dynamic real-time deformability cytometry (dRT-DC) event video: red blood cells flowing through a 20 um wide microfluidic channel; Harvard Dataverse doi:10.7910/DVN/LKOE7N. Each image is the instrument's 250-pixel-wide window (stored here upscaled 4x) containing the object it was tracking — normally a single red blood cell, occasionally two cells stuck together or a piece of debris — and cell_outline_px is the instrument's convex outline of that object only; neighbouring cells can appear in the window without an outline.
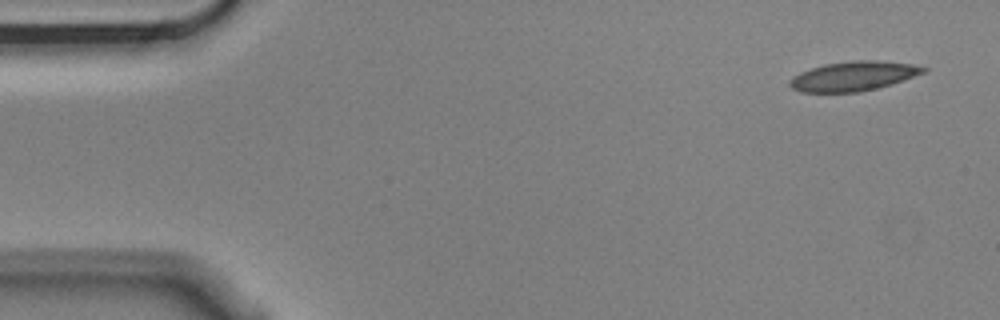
{"species": "Egyptian fruit bat (a non-hibernating species)", "species_latin": "Rousettus aegyptiacus", "temperature_condition": "cold", "stored_images_in_passage": 5, "camera_frame_rate_fps": 3000, "um_per_image_px": 0.085, "animal": {"sex": "male"}, "frame": {"image": 1, "passage_image": 1, "time_ms": 0.0, "image_size_px": [1000, 320], "cell_outline_px": [[928, 68], [924, 72], [904, 80], [892, 84], [860, 92], [800, 92], [792, 88], [788, 84], [788, 80], [800, 72], [824, 64], [856, 60], [880, 60], [912, 64]], "centroid_in_image_um": [72.53, 6.47], "position_along_channel_um": 12.5, "area_um2": 22.95}}
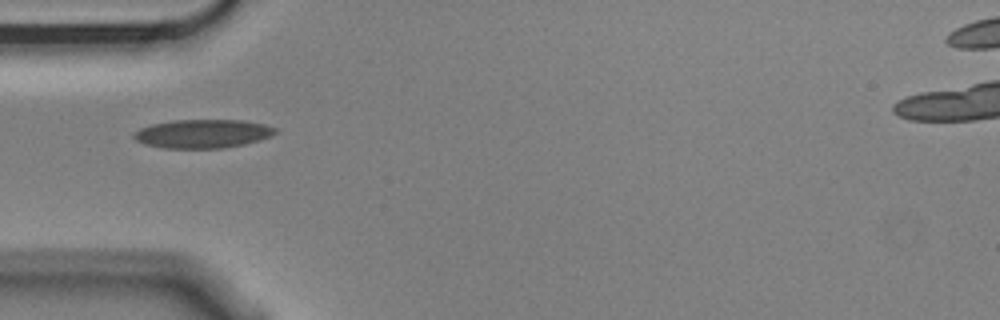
{"frame": {"image": 2, "passage_image": 5, "time_ms": 1.333, "image_size_px": [1000, 320], "cell_outline_px": [[276, 132], [272, 136], [260, 140], [244, 144], [224, 148], [164, 148], [144, 144], [136, 140], [132, 136], [132, 132], [140, 128], [152, 124], [172, 120], [244, 120], [264, 124], [276, 128]], "centroid_in_image_um": [17.21, 11.36], "position_along_channel_um": 67.8, "area_um2": 23.76}}